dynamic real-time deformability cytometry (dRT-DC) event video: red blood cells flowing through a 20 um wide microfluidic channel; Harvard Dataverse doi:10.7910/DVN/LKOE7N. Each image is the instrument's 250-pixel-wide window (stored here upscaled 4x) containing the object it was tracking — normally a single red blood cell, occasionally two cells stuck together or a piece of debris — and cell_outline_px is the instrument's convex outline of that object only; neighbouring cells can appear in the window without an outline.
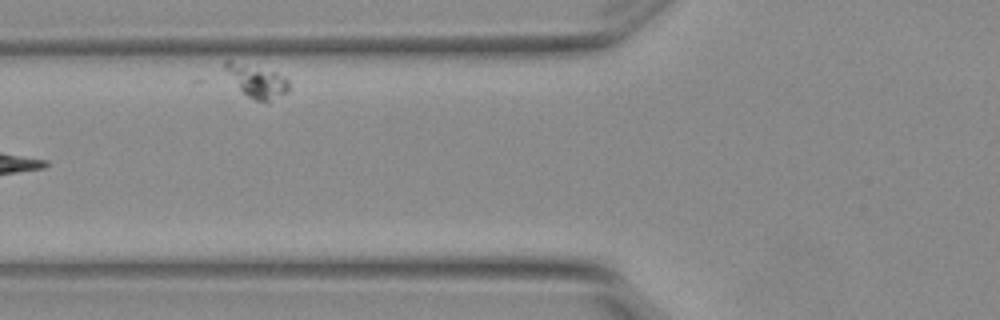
{"species": "Egyptian fruit bat (a non-hibernating species)", "species_latin": "Rousettus aegyptiacus", "temperature_condition": "warm", "stored_images_in_passage": 7, "segment_of_instrument_passage": [2, 2], "camera_frame_rate_fps": 3000, "um_per_image_px": 0.085, "animal": {"sex": "female"}, "frame": {"image": 1, "passage_image": 6, "time_ms": 1.667, "image_size_px": [1000, 320], "cell_outline_px": [[292, 88], [288, 92], [268, 100], [256, 100], [248, 96], [240, 88], [224, 68], [224, 60], [228, 60], [276, 72], [288, 80]], "centroid_in_image_um": [21.88, 6.88], "position_along_channel_um": 103.9, "area_um2": 11.5}}
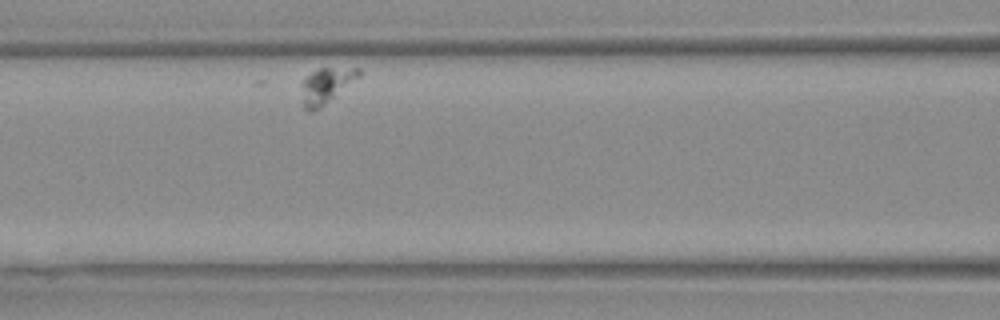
{"frame": {"image": 2, "passage_image": 7, "time_ms": 2.0, "image_size_px": [1000, 320], "cell_outline_px": [[360, 76], [320, 108], [312, 112], [308, 112], [304, 108], [300, 84], [300, 80], [312, 72], [320, 68], [360, 68]], "centroid_in_image_um": [27.67, 7.28], "position_along_channel_um": 138.9, "area_um2": 11.85}}